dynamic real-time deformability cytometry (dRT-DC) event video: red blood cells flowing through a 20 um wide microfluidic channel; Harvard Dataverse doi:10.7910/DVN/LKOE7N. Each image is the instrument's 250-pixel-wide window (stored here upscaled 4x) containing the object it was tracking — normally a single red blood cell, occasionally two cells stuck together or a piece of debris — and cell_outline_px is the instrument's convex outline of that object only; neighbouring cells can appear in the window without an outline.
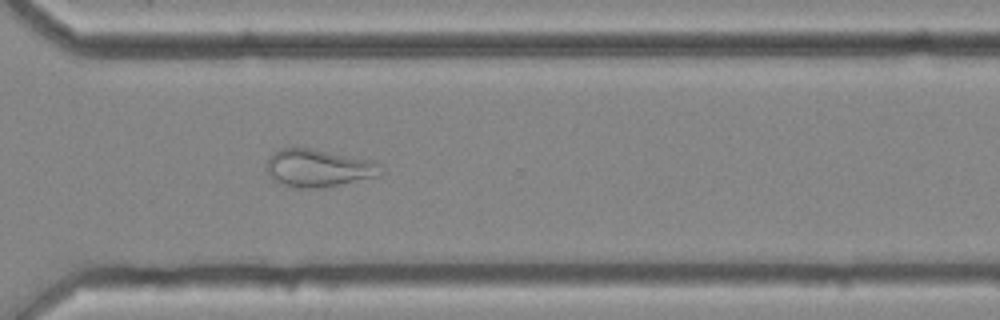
{"species": "common noctule bat (a hibernating species)", "species_latin": "Nyctalus noctula", "temperature_condition": "cold", "stored_images_in_passage": 54, "camera_frame_rate_fps": 3000, "um_per_image_px": 0.085, "animal": {"sex": "female", "body_mass_g": 25.1}, "frame": {"image": 1, "passage_image": 39, "time_ms": 12.667, "image_size_px": [1000, 320], "cell_outline_px": [[384, 172], [380, 176], [320, 188], [296, 188], [272, 180], [264, 168], [272, 152], [280, 148], [312, 148], [368, 160], [380, 164]], "centroid_in_image_um": [27.03, 14.29], "position_along_channel_um": 343.6, "area_um2": 25.14}}
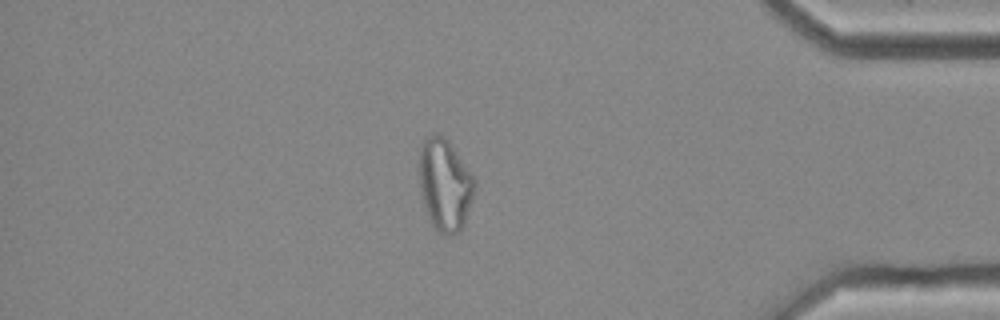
{"frame": {"image": 2, "passage_image": 46, "time_ms": 15.0, "image_size_px": [1000, 320], "cell_outline_px": [[476, 188], [464, 224], [460, 232], [452, 236], [448, 236], [440, 232], [432, 224], [424, 212], [420, 184], [420, 148], [424, 140], [428, 136], [436, 132], [448, 140], [472, 172], [476, 184]], "centroid_in_image_um": [37.83, 15.72], "position_along_channel_um": 397.4, "area_um2": 29.94}, "authors_computed_cell_mechanics": {"area_um2": 28.9578, "velocity_mm_per_s": 3.6592, "shape_relaxation_time_tau1_ms": null, "shape_relaxation_time_tau2_ms": 1.982, "deformation_change_tau1": null, "deformation_change_tau2": 0.1022}}